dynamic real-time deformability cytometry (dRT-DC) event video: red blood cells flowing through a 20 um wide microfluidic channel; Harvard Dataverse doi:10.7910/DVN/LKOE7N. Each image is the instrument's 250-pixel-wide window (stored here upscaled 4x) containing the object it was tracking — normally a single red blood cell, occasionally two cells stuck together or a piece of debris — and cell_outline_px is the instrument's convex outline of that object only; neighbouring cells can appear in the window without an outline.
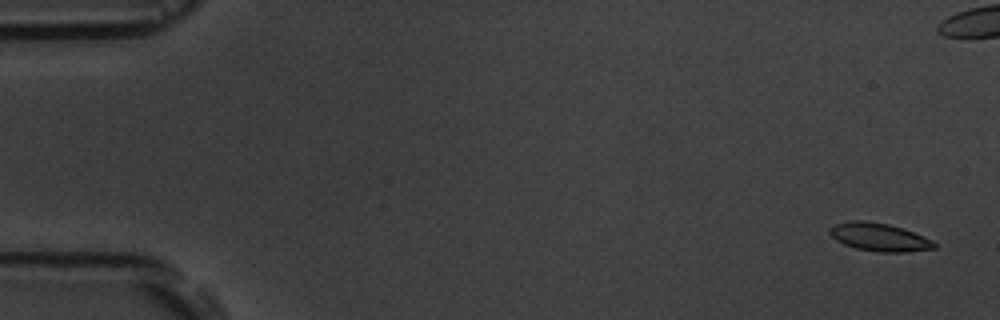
{"species": "common noctule bat (a hibernating species)", "species_latin": "Nyctalus noctula", "temperature_condition": "room temperature", "stored_images_in_passage": 6, "camera_frame_rate_fps": 3000, "um_per_image_px": 0.085, "animal": {"sex": "male", "body_mass_g": 19.5, "forearm_length_mm": 54.6}, "frame": {"image": 1, "passage_image": 1, "time_ms": 0.0, "image_size_px": [1000, 320], "cell_outline_px": [[936, 248], [908, 252], [880, 252], [856, 248], [844, 244], [836, 240], [828, 232], [828, 228], [836, 224], [852, 220], [860, 220], [888, 224], [904, 228], [932, 240], [936, 244]], "centroid_in_image_um": [74.74, 20.15], "position_along_channel_um": 10.3, "area_um2": 17.05}}